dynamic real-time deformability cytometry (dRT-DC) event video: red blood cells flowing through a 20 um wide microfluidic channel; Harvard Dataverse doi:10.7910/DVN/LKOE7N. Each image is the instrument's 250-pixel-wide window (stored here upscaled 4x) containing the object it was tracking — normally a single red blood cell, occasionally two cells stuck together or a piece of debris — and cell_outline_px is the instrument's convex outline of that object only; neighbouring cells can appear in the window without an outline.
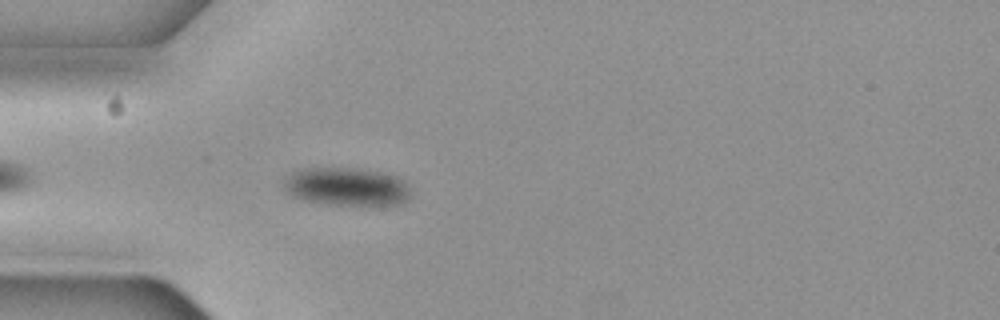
{"species": "common noctule bat (a hibernating species)", "species_latin": "Nyctalus noctula", "temperature_condition": "cold", "stored_images_in_passage": 45, "camera_frame_rate_fps": 3000, "um_per_image_px": 0.085, "animal": {"sex": "female", "body_mass_g": 19.3, "forearm_length_mm": 54.1}, "frame": {"image": 1, "passage_image": 5, "time_ms": 1.333, "image_size_px": [1000, 320], "cell_outline_px": [[408, 196], [404, 200], [396, 204], [332, 204], [304, 200], [292, 196], [284, 188], [284, 180], [292, 172], [316, 168], [340, 168], [376, 172], [392, 176], [400, 180], [408, 188]], "centroid_in_image_um": [29.37, 15.87], "position_along_channel_um": 55.6, "area_um2": 26.82}}
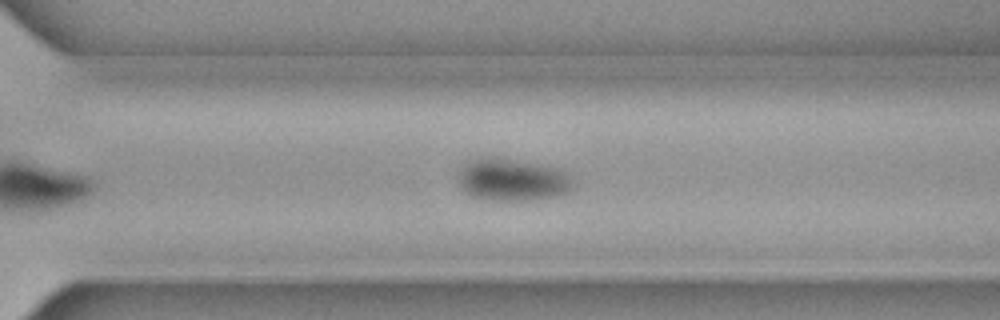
{"frame": {"image": 2, "passage_image": 28, "time_ms": 9.0, "image_size_px": [1000, 320], "cell_outline_px": [[576, 188], [560, 196], [536, 200], [480, 200], [464, 192], [460, 188], [460, 172], [464, 164], [472, 160], [484, 156], [492, 156], [552, 168], [564, 172], [576, 184]], "centroid_in_image_um": [43.54, 15.32], "position_along_channel_um": 327.1, "area_um2": 28.26}}
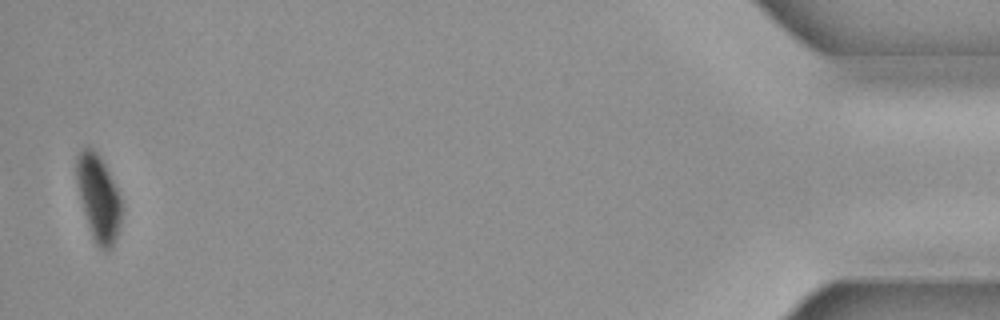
{"frame": {"image": 3, "passage_image": 44, "time_ms": 14.333, "image_size_px": [1000, 320], "cell_outline_px": [[120, 224], [112, 248], [108, 252], [104, 252], [92, 240], [88, 228], [76, 180], [76, 156], [84, 148], [92, 148], [96, 152], [104, 164], [120, 196]], "centroid_in_image_um": [8.35, 16.89], "position_along_channel_um": 426.9, "area_um2": 22.31}, "authors_computed_cell_mechanics": {"area_um2": 28.2642, "velocity_mm_per_s": 3.6498, "shape_relaxation_time_tau1_ms": 10.3675, "shape_relaxation_time_tau2_ms": null, "deformation_change_tau1": 0.133, "deformation_change_tau2": null}}